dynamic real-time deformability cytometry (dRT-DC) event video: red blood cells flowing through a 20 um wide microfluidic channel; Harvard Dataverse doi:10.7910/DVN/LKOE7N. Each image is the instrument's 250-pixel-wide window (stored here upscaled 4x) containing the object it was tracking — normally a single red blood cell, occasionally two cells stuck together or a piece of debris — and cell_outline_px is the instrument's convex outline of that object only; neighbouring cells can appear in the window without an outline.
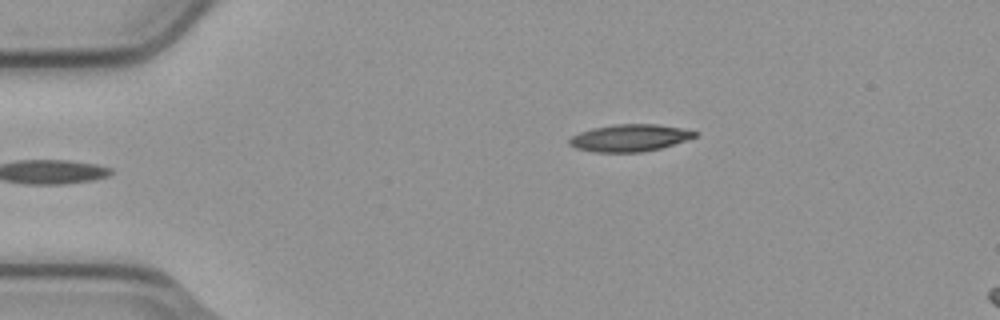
{"species": "common noctule bat (a hibernating species)", "species_latin": "Nyctalus noctula", "temperature_condition": "cold", "stored_images_in_passage": 1, "camera_frame_rate_fps": 3000, "um_per_image_px": 0.085, "animal": {"sex": "male", "body_mass_g": 23.1, "forearm_length_mm": 52.7}, "frame": {"image": 1, "passage_image": 1, "time_ms": 0.0, "image_size_px": [1000, 320], "cell_outline_px": [[700, 132], [696, 136], [660, 148], [644, 152], [596, 152], [576, 148], [568, 144], [568, 140], [572, 136], [580, 132], [592, 128], [612, 124], [656, 124], [680, 128]], "centroid_in_image_um": [53.49, 11.71], "position_along_channel_um": 31.5, "area_um2": 19.71}}